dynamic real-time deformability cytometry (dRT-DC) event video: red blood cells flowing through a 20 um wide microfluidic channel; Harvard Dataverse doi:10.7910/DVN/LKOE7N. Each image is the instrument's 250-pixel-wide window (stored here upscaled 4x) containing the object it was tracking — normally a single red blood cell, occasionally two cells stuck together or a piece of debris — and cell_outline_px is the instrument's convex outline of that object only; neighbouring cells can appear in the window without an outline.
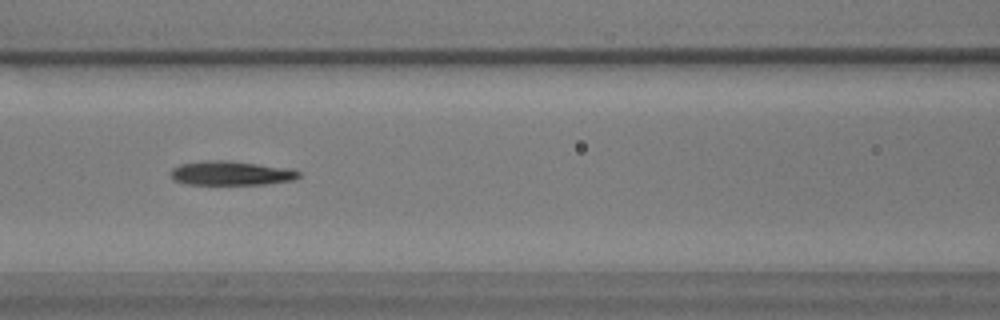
{"species": "common noctule bat (a hibernating species)", "species_latin": "Nyctalus noctula", "temperature_condition": "warm", "stored_images_in_passage": 56, "camera_frame_rate_fps": 3000, "um_per_image_px": 0.085, "animal": {"sex": "male", "body_mass_g": 17.9}, "frame": {"image": 1, "passage_image": 24, "time_ms": 7.667, "image_size_px": [1000, 320], "cell_outline_px": [[300, 176], [296, 180], [264, 184], [184, 184], [172, 180], [168, 172], [172, 168], [180, 164], [204, 160], [228, 160], [292, 168], [300, 172]], "centroid_in_image_um": [19.62, 14.71], "position_along_channel_um": 147.0, "area_um2": 18.44}}
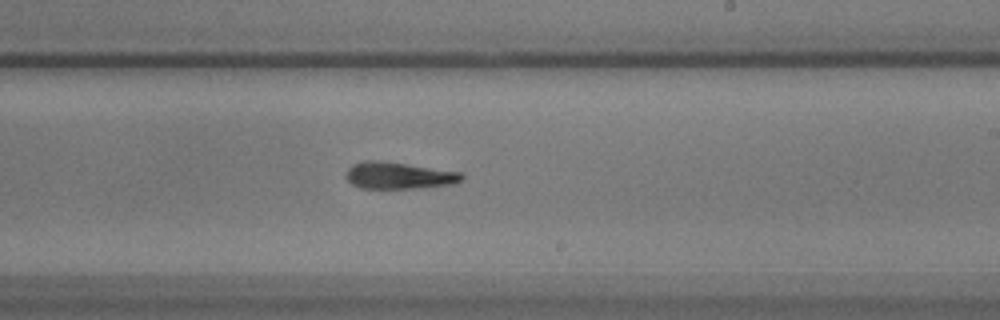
{"frame": {"image": 2, "passage_image": 33, "time_ms": 10.667, "image_size_px": [1000, 320], "cell_outline_px": [[464, 180], [456, 184], [416, 188], [360, 188], [352, 184], [344, 176], [348, 168], [352, 164], [364, 160], [380, 160], [460, 172], [464, 176]], "centroid_in_image_um": [33.89, 14.92], "position_along_channel_um": 255.1, "area_um2": 18.21}}
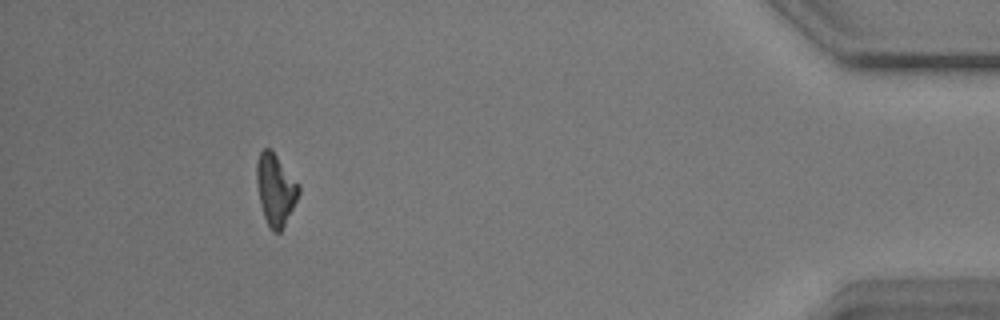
{"frame": {"image": 3, "passage_image": 51, "time_ms": 16.667, "image_size_px": [1000, 320], "cell_outline_px": [[300, 192], [280, 232], [272, 232], [264, 216], [260, 204], [256, 180], [256, 164], [260, 152], [264, 148], [272, 148], [300, 184]], "centroid_in_image_um": [23.41, 16.04], "position_along_channel_um": 411.8, "area_um2": 17.57}, "authors_computed_cell_mechanics": {"area_um2": 17.8024, "velocity_mm_per_s": 3.616, "shape_relaxation_time_tau1_ms": 4.8098, "shape_relaxation_time_tau2_ms": 3.3606, "deformation_change_tau1": 0.151, "deformation_change_tau2": 0.1332}}